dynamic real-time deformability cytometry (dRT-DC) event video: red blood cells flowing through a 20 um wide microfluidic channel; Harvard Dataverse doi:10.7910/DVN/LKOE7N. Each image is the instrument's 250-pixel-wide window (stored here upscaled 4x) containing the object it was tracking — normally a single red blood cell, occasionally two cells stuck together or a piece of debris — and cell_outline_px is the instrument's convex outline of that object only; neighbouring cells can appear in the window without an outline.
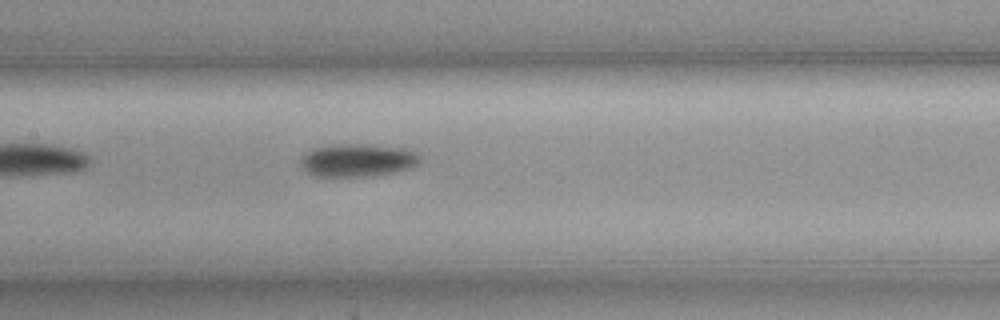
{"species": "common noctule bat (a hibernating species)", "species_latin": "Nyctalus noctula", "temperature_condition": "cold", "stored_images_in_passage": 32, "camera_frame_rate_fps": 3000, "um_per_image_px": 0.085, "animal": {"sex": "female", "body_mass_g": 19.3, "forearm_length_mm": 54.1}, "frame": {"image": 1, "passage_image": 10, "time_ms": 3.0, "image_size_px": [1000, 320], "cell_outline_px": [[420, 164], [412, 168], [396, 172], [368, 176], [316, 176], [308, 172], [300, 164], [300, 160], [312, 148], [332, 144], [372, 144], [404, 148], [420, 156]], "centroid_in_image_um": [30.42, 13.61], "position_along_channel_um": 177.0, "area_um2": 22.95}, "authors_computed_cell_mechanics": {"area_um2": 22.2241, "velocity_mm_per_s": 3.6354, "shape_relaxation_time_tau1_ms": 2.8564, "shape_relaxation_time_tau2_ms": null, "deformation_change_tau1": 0.0906, "deformation_change_tau2": null}}